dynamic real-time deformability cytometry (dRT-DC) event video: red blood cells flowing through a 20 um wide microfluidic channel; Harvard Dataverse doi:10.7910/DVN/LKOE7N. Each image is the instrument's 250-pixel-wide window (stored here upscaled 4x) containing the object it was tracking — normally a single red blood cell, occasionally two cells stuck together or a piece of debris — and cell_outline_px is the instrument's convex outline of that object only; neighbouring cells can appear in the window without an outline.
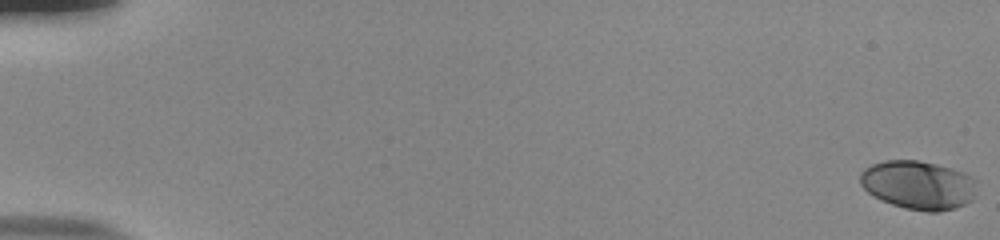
{"species": "human", "species_latin": "Homo sapiens", "temperature_condition": "room temperature", "stored_images_in_passage": 55, "camera_frame_rate_fps": 3000, "um_per_image_px": 0.085, "donor": {"sex": "male"}, "frame": {"image": 1, "passage_image": 1, "time_ms": 0.0, "image_size_px": [1000, 240], "cell_outline_px": [[972, 200], [956, 208], [936, 212], [928, 212], [904, 208], [892, 204], [868, 192], [860, 184], [860, 172], [864, 168], [872, 164], [884, 160], [916, 160], [936, 164], [952, 168], [964, 172], [972, 180]], "centroid_in_image_um": [77.99, 15.72], "position_along_channel_um": 7.0, "area_um2": 32.6}}
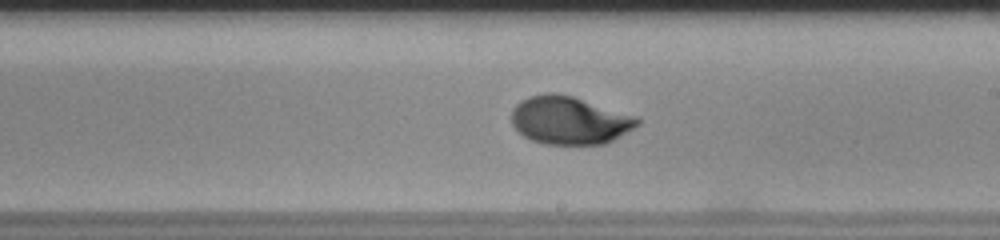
{"frame": {"image": 2, "passage_image": 34, "time_ms": 11.0, "image_size_px": [1000, 240], "cell_outline_px": [[640, 124], [620, 136], [604, 144], [544, 144], [532, 140], [524, 136], [512, 124], [512, 108], [520, 100], [528, 96], [544, 92], [556, 92], [572, 96], [632, 116], [640, 120]], "centroid_in_image_um": [48.34, 10.22], "position_along_channel_um": 240.7, "area_um2": 34.8}}
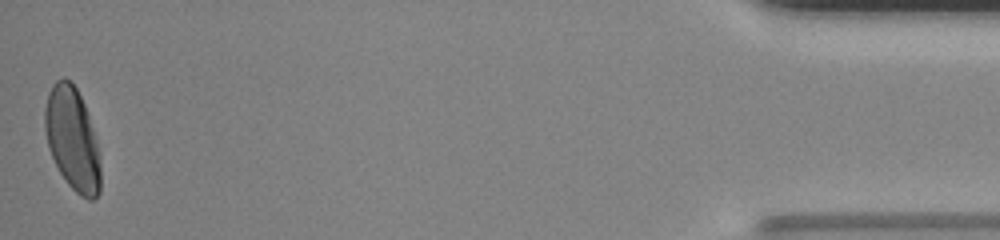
{"frame": {"image": 3, "passage_image": 55, "time_ms": 18.0, "image_size_px": [1000, 240], "cell_outline_px": [[100, 192], [92, 200], [88, 200], [80, 196], [68, 184], [60, 172], [48, 148], [44, 128], [44, 108], [48, 92], [52, 84], [56, 80], [64, 76], [76, 88], [84, 104], [96, 140], [100, 164]], "centroid_in_image_um": [6.13, 11.81], "position_along_channel_um": 429.1, "area_um2": 33.23}, "authors_computed_cell_mechanics": {"area_um2": 33.4662, "velocity_mm_per_s": 3.8636, "shape_relaxation_time_tau1_ms": 3.8149, "shape_relaxation_time_tau2_ms": null, "deformation_change_tau1": 0.1713, "deformation_change_tau2": null}}